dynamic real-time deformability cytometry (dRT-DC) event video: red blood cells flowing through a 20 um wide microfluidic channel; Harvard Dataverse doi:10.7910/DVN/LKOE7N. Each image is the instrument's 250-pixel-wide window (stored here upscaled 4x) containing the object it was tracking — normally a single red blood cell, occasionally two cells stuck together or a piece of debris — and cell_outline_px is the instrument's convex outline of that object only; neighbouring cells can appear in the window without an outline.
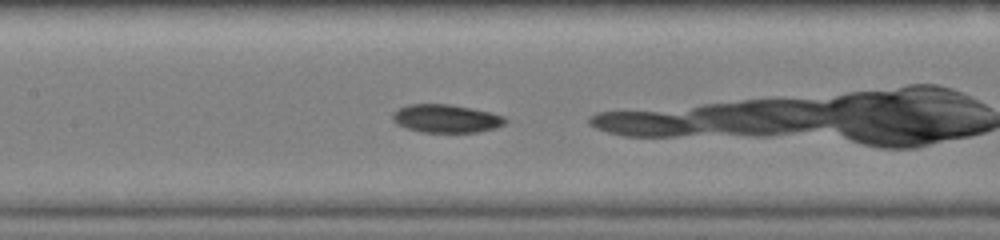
{"species": "common noctule bat (a hibernating species)", "species_latin": "Nyctalus noctula", "temperature_condition": "warm", "stored_images_in_passage": 22, "camera_frame_rate_fps": 3000, "um_per_image_px": 0.085, "animal": {"sex": "female", "body_mass_g": 19.0, "forearm_length_mm": 51.5}, "frame": {"image": 1, "passage_image": 17, "time_ms": 5.333, "image_size_px": [1000, 240], "cell_outline_px": [[508, 120], [504, 124], [496, 128], [476, 132], [420, 132], [396, 124], [392, 120], [392, 112], [408, 104], [448, 104], [472, 108], [492, 112], [504, 116]], "centroid_in_image_um": [37.93, 10.07], "position_along_channel_um": 169.5, "area_um2": 18.61}}
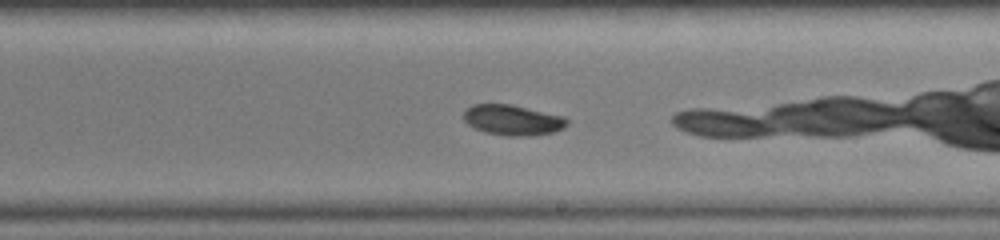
{"frame": {"image": 2, "passage_image": 22, "time_ms": 7.0, "image_size_px": [1000, 240], "cell_outline_px": [[568, 124], [564, 128], [552, 132], [532, 136], [508, 136], [484, 132], [468, 124], [464, 120], [464, 112], [472, 104], [512, 104], [564, 116], [568, 120]], "centroid_in_image_um": [43.6, 10.2], "position_along_channel_um": 245.4, "area_um2": 18.38}}